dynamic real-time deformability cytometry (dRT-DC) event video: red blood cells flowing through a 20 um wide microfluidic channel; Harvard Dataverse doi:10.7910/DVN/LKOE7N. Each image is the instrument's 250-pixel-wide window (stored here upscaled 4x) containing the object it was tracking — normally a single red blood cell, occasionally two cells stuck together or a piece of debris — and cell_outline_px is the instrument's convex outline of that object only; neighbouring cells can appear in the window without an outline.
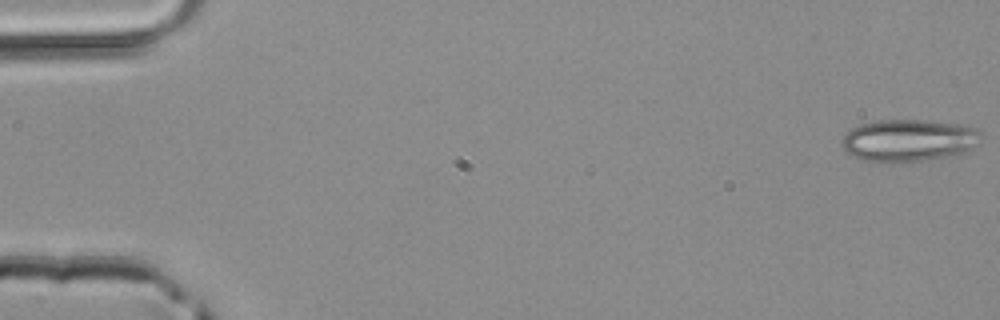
{"species": "common noctule bat (a hibernating species)", "species_latin": "Nyctalus noctula", "temperature_condition": "room temperature", "stored_images_in_passage": 48, "camera_frame_rate_fps": 3000, "um_per_image_px": 0.085, "animal": {"sex": "male", "body_mass_g": 20.4}, "frame": {"image": 1, "passage_image": 1, "time_ms": 0.0, "image_size_px": [1000, 320], "cell_outline_px": [[984, 136], [980, 144], [964, 152], [924, 160], [892, 164], [880, 164], [860, 160], [848, 152], [840, 144], [844, 136], [852, 128], [860, 124], [880, 120], [920, 120], [960, 124], [976, 128]], "centroid_in_image_um": [77.24, 11.95], "position_along_channel_um": 7.8, "area_um2": 34.68}}
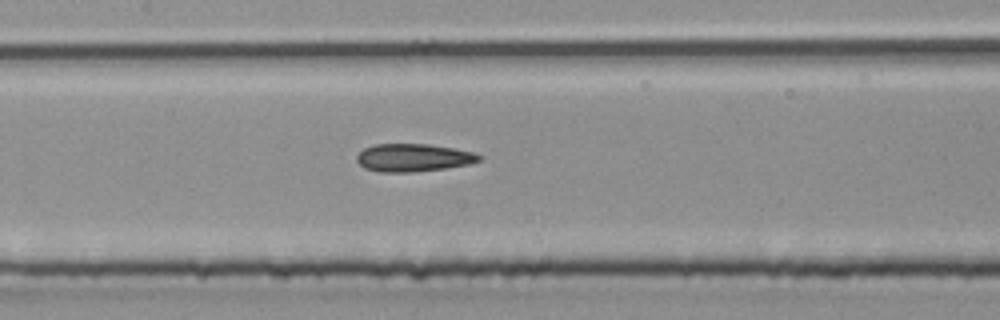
{"frame": {"image": 2, "passage_image": 23, "time_ms": 7.333, "image_size_px": [1000, 320], "cell_outline_px": [[484, 160], [468, 164], [444, 168], [412, 172], [380, 172], [364, 168], [356, 160], [356, 156], [364, 148], [376, 144], [428, 144], [452, 148], [472, 152], [484, 156]], "centroid_in_image_um": [35.14, 13.4], "position_along_channel_um": 172.3, "area_um2": 19.83}}
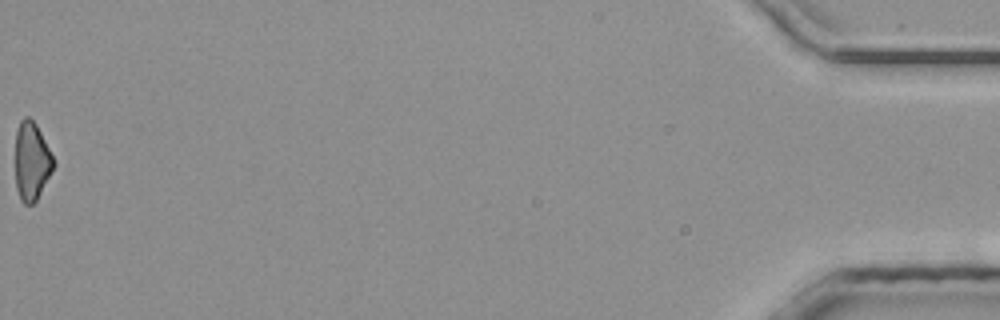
{"frame": {"image": 3, "passage_image": 48, "time_ms": 15.667, "image_size_px": [1000, 320], "cell_outline_px": [[56, 164], [36, 200], [32, 204], [24, 204], [20, 200], [16, 188], [16, 132], [20, 120], [24, 116], [28, 116], [36, 124]], "centroid_in_image_um": [2.68, 13.71], "position_along_channel_um": 432.5, "area_um2": 17.22}}